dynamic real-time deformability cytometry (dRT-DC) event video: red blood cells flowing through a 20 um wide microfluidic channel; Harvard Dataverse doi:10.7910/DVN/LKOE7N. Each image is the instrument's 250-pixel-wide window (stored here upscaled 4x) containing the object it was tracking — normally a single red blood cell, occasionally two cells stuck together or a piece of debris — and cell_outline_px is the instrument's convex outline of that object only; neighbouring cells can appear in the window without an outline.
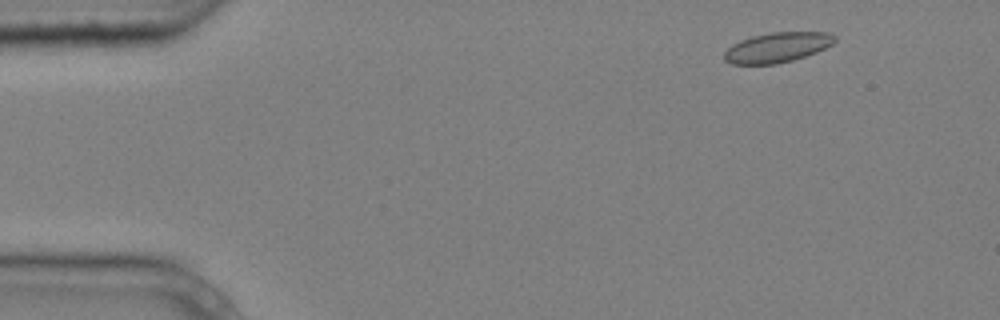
{"species": "common noctule bat (a hibernating species)", "species_latin": "Nyctalus noctula", "temperature_condition": "cold", "stored_images_in_passage": 3, "camera_frame_rate_fps": 3000, "um_per_image_px": 0.085, "animal": {"sex": "male", "body_mass_g": 20.4}, "frame": {"image": 1, "passage_image": 1, "time_ms": 0.0, "image_size_px": [1000, 320], "cell_outline_px": [[836, 40], [832, 44], [816, 52], [792, 60], [776, 64], [732, 64], [724, 60], [724, 52], [732, 44], [740, 40], [752, 36], [772, 32], [828, 32], [836, 36]], "centroid_in_image_um": [66.05, 4.02], "position_along_channel_um": 18.9, "area_um2": 19.25}}
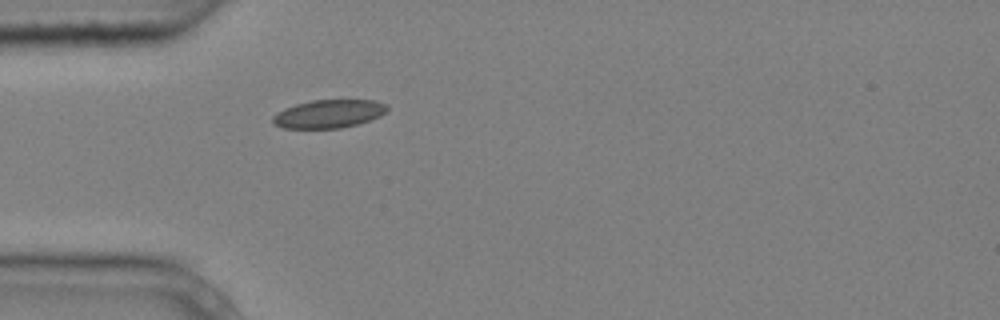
{"frame": {"image": 2, "passage_image": 3, "time_ms": 0.667, "image_size_px": [1000, 320], "cell_outline_px": [[388, 112], [380, 116], [356, 124], [340, 128], [284, 128], [272, 124], [272, 116], [284, 108], [296, 104], [312, 100], [376, 100], [388, 104]], "centroid_in_image_um": [27.95, 9.67], "position_along_channel_um": 57.0, "area_um2": 18.9}}